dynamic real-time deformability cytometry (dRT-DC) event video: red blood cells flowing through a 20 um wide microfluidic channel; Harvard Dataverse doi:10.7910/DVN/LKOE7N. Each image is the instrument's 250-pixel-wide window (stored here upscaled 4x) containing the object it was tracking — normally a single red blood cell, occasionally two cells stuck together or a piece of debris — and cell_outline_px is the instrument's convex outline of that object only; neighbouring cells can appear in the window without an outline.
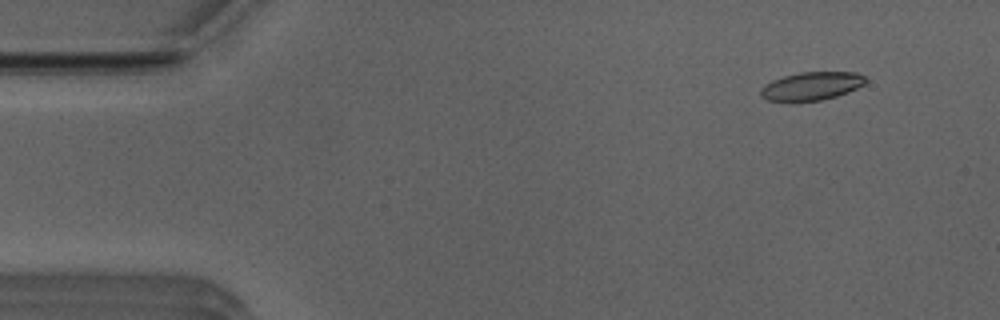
{"species": "Egyptian fruit bat (a non-hibernating species)", "species_latin": "Rousettus aegyptiacus", "temperature_condition": "room temperature", "stored_images_in_passage": 15, "camera_frame_rate_fps": 3000, "um_per_image_px": 0.085, "animal": {"sex": "male"}, "frame": {"image": 1, "passage_image": 5, "time_ms": 1.333, "image_size_px": [1000, 320], "cell_outline_px": [[868, 80], [864, 84], [848, 92], [836, 96], [820, 100], [768, 100], [760, 96], [760, 88], [764, 84], [772, 80], [784, 76], [800, 72], [856, 72], [864, 76]], "centroid_in_image_um": [68.98, 7.29], "position_along_channel_um": 16.0, "area_um2": 17.05}}
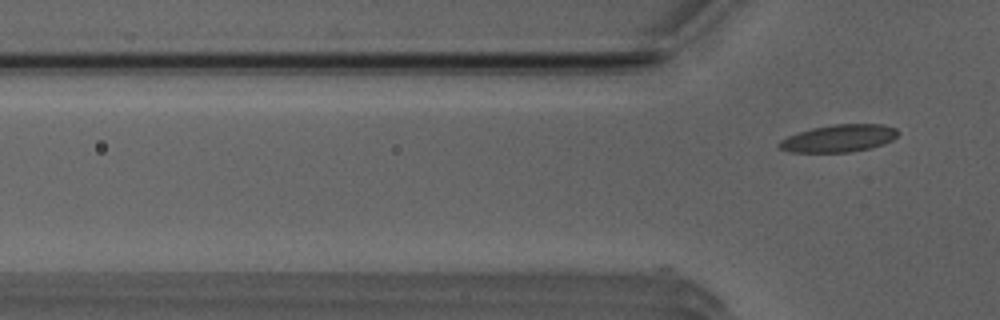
{"frame": {"image": 2, "passage_image": 15, "time_ms": 4.667, "image_size_px": [1000, 320], "cell_outline_px": [[900, 132], [892, 140], [884, 144], [872, 148], [852, 152], [792, 152], [780, 148], [776, 144], [780, 140], [788, 136], [812, 128], [832, 124], [880, 124], [896, 128]], "centroid_in_image_um": [71.33, 11.76], "position_along_channel_um": 54.5, "area_um2": 19.02}}